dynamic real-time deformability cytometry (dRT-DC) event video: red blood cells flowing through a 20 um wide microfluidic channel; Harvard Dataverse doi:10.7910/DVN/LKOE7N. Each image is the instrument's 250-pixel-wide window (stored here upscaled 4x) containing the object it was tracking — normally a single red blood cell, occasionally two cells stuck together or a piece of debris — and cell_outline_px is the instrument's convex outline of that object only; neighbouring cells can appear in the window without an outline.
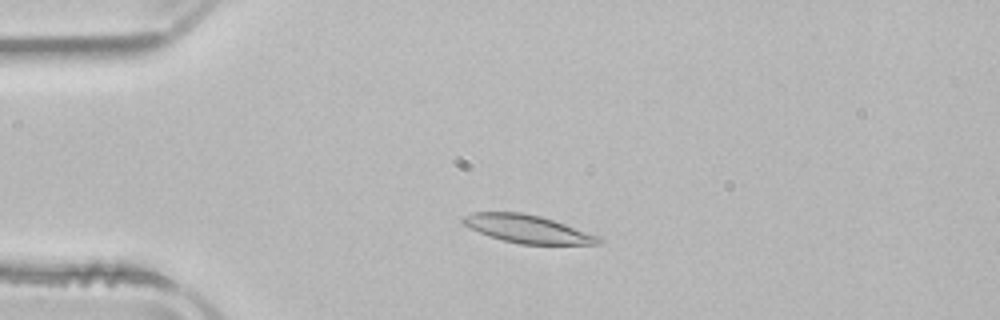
{"species": "common noctule bat (a hibernating species)", "species_latin": "Nyctalus noctula", "temperature_condition": "room temperature", "stored_images_in_passage": 49, "camera_frame_rate_fps": 3000, "um_per_image_px": 0.085, "animal": {"sex": "male", "body_mass_g": 21.5, "forearm_length_mm": 52.0}, "frame": {"image": 1, "passage_image": 9, "time_ms": 2.667, "image_size_px": [1000, 320], "cell_outline_px": [[604, 240], [600, 244], [520, 244], [488, 236], [464, 224], [460, 220], [460, 216], [472, 212], [524, 212], [540, 216], [600, 236]], "centroid_in_image_um": [44.82, 19.45], "position_along_channel_um": 40.2, "area_um2": 22.02}}
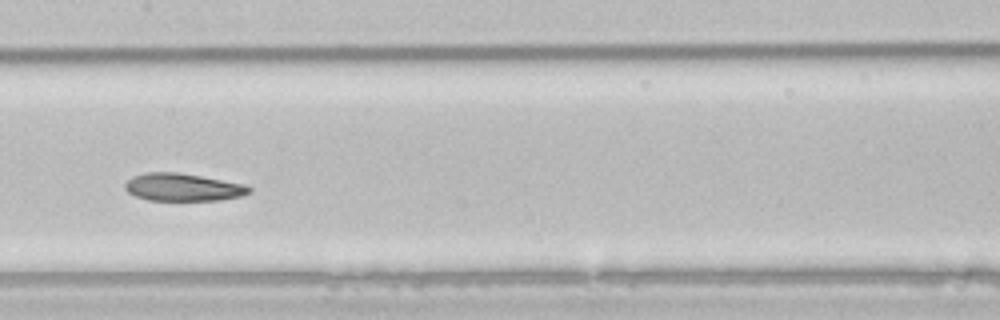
{"frame": {"image": 2, "passage_image": 23, "time_ms": 7.333, "image_size_px": [1000, 320], "cell_outline_px": [[252, 192], [240, 196], [220, 200], [148, 200], [136, 196], [128, 192], [124, 188], [124, 184], [132, 176], [148, 172], [176, 172], [200, 176], [244, 184], [252, 188]], "centroid_in_image_um": [15.54, 15.91], "position_along_channel_um": 191.9, "area_um2": 19.88}}
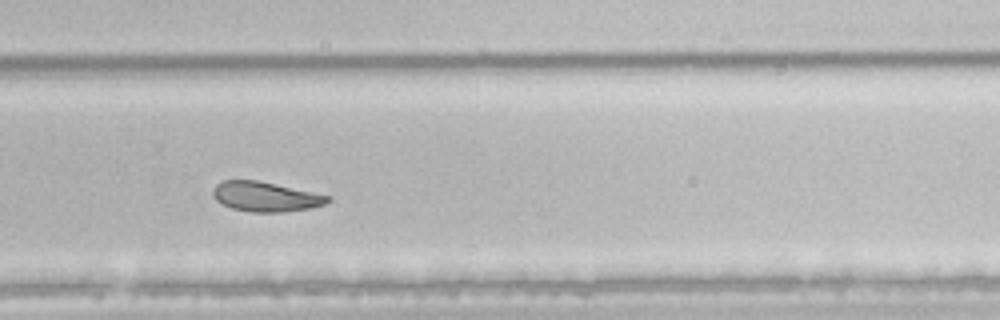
{"frame": {"image": 3, "passage_image": 32, "time_ms": 10.333, "image_size_px": [1000, 320], "cell_outline_px": [[332, 200], [324, 204], [312, 208], [284, 212], [252, 212], [232, 208], [216, 200], [212, 192], [212, 188], [216, 184], [224, 180], [256, 180], [332, 196]], "centroid_in_image_um": [22.59, 16.72], "position_along_channel_um": 307.2, "area_um2": 19.88}, "authors_computed_cell_mechanics": {"area_um2": 22.0218, "velocity_mm_per_s": 3.8696, "shape_relaxation_time_tau1_ms": 9.0014, "shape_relaxation_time_tau2_ms": 3.2604, "deformation_change_tau1": 0.1807, "deformation_change_tau2": 0.0812}}